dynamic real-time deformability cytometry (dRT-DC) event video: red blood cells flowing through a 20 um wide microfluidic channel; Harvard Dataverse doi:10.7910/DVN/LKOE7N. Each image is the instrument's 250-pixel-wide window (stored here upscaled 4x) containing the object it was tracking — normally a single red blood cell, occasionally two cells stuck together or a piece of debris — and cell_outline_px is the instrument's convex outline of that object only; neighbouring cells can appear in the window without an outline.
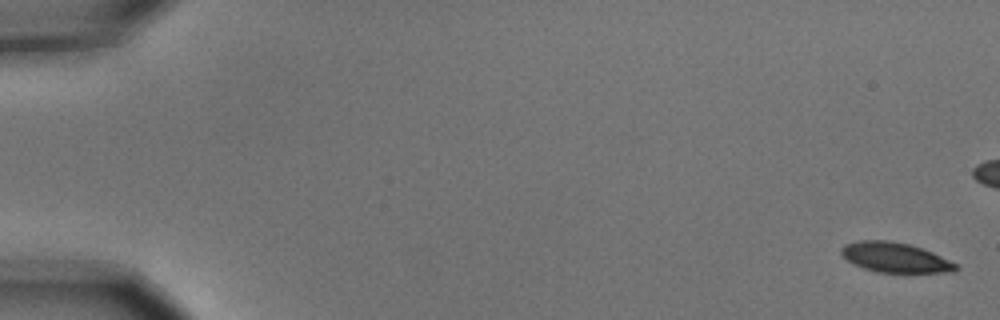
{"species": "common noctule bat (a hibernating species)", "species_latin": "Nyctalus noctula", "temperature_condition": "cold", "stored_images_in_passage": 16, "camera_frame_rate_fps": 3000, "um_per_image_px": 0.085, "animal": {"sex": "male", "body_mass_g": 15.6}, "frame": {"image": 1, "passage_image": 1, "time_ms": 0.0, "image_size_px": [1000, 320], "cell_outline_px": [[960, 268], [952, 272], [876, 272], [864, 268], [848, 260], [840, 252], [840, 248], [844, 244], [860, 240], [888, 240], [908, 244], [932, 252], [956, 264]], "centroid_in_image_um": [76.06, 21.88], "position_along_channel_um": 8.9, "area_um2": 19.65}}
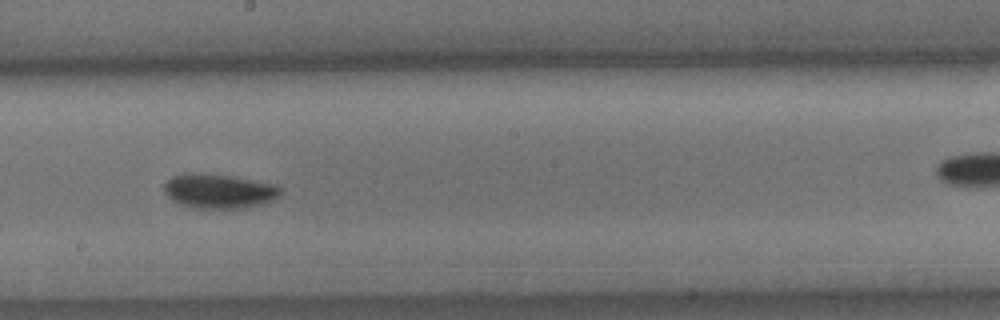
{"frame": {"image": 2, "passage_image": 9, "time_ms": 2.667, "image_size_px": [1000, 320], "cell_outline_px": [[280, 192], [272, 200], [264, 204], [248, 208], [196, 208], [180, 204], [172, 200], [164, 192], [164, 184], [172, 176], [192, 172], [196, 172], [228, 176], [276, 184], [280, 188]], "centroid_in_image_um": [18.59, 16.25], "position_along_channel_um": 229.6, "area_um2": 23.24}}
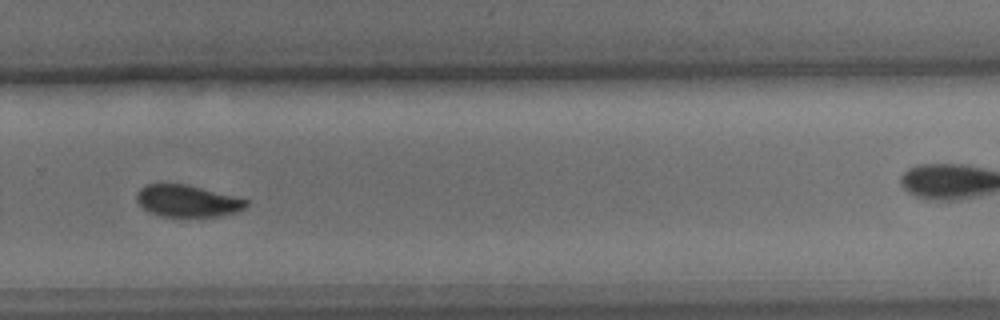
{"frame": {"image": 3, "passage_image": 11, "time_ms": 3.333, "image_size_px": [1000, 320], "cell_outline_px": [[248, 204], [244, 208], [236, 212], [216, 216], [160, 216], [148, 212], [136, 200], [136, 192], [144, 184], [184, 184], [236, 196], [248, 200]], "centroid_in_image_um": [15.9, 17.07], "position_along_channel_um": 313.9, "area_um2": 20.23}}